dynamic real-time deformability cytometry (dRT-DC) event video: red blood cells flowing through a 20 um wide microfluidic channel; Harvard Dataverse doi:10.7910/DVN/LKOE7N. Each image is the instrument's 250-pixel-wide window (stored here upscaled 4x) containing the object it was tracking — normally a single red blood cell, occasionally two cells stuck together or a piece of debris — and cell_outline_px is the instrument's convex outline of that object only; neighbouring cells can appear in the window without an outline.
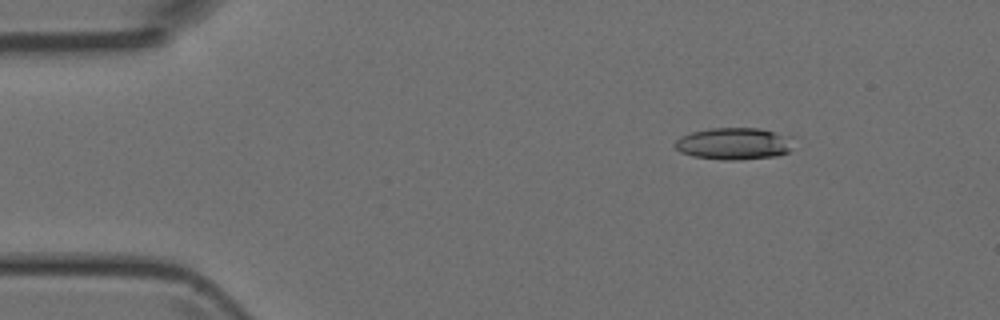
{"species": "Egyptian fruit bat (a non-hibernating species)", "species_latin": "Rousettus aegyptiacus", "temperature_condition": "room temperature", "stored_images_in_passage": 42, "camera_frame_rate_fps": 3000, "um_per_image_px": 0.085, "animal": {"sex": "female"}, "frame": {"image": 1, "passage_image": 1, "time_ms": 0.0, "image_size_px": [1000, 320], "cell_outline_px": [[796, 136], [788, 152], [776, 156], [732, 160], [724, 160], [692, 156], [680, 152], [672, 144], [680, 136], [692, 132], [708, 128], [760, 128]], "centroid_in_image_um": [62.41, 12.19], "position_along_channel_um": 22.6, "area_um2": 22.43}}
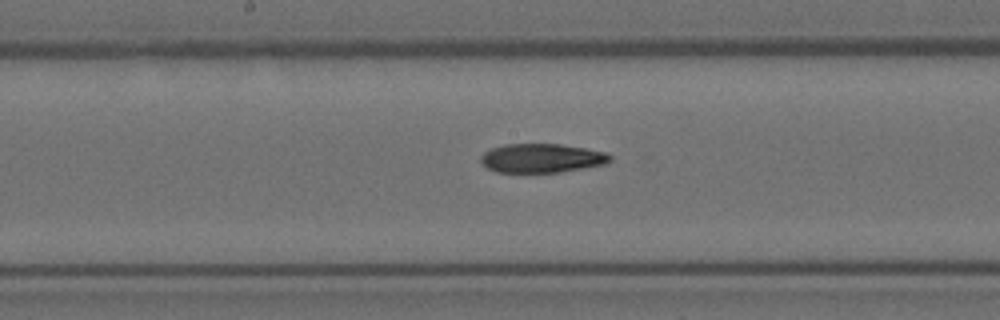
{"frame": {"image": 2, "passage_image": 19, "time_ms": 6.0, "image_size_px": [1000, 320], "cell_outline_px": [[612, 160], [608, 164], [560, 172], [496, 172], [488, 168], [480, 160], [480, 156], [484, 152], [492, 148], [504, 144], [560, 144], [584, 148], [604, 152], [612, 156]], "centroid_in_image_um": [46.07, 13.44], "position_along_channel_um": 202.1, "area_um2": 21.85}}
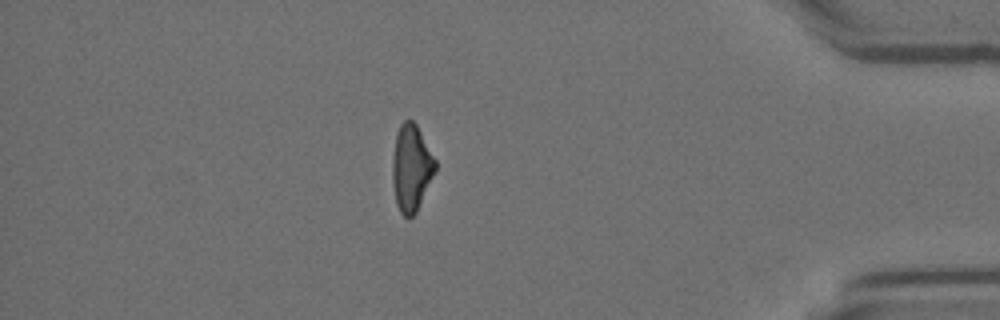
{"frame": {"image": 3, "passage_image": 36, "time_ms": 11.667, "image_size_px": [1000, 320], "cell_outline_px": [[436, 168], [416, 212], [408, 220], [400, 212], [396, 204], [392, 180], [392, 156], [396, 136], [400, 124], [404, 120], [412, 120], [416, 124], [436, 160]], "centroid_in_image_um": [34.94, 14.28], "position_along_channel_um": 400.3, "area_um2": 21.5}}